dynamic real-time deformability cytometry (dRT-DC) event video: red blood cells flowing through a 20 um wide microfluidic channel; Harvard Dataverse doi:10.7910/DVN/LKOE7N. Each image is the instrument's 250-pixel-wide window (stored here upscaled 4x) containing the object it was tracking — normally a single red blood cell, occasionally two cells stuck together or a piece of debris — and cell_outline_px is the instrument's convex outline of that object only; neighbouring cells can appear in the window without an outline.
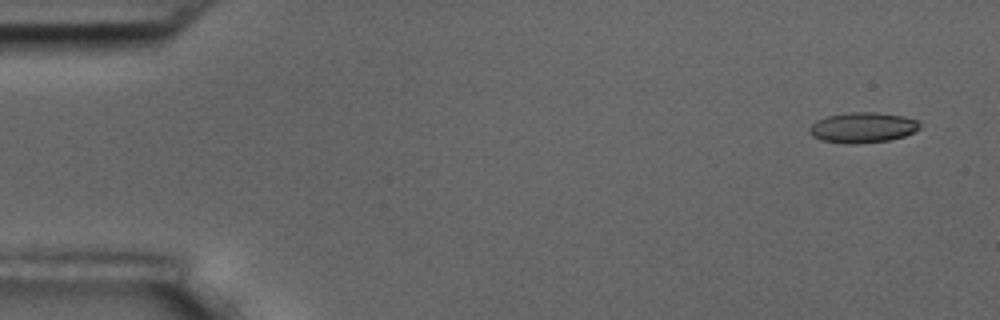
{"species": "common noctule bat (a hibernating species)", "species_latin": "Nyctalus noctula", "temperature_condition": "room temperature", "stored_images_in_passage": 4, "camera_frame_rate_fps": 3000, "um_per_image_px": 0.085, "animal": {"sex": "male", "body_mass_g": 17.5, "forearm_length_mm": 52.3}, "frame": {"image": 1, "passage_image": 1, "time_ms": 0.0, "image_size_px": [1000, 320], "cell_outline_px": [[920, 128], [904, 136], [888, 140], [856, 144], [844, 144], [820, 140], [812, 136], [808, 132], [808, 128], [816, 120], [828, 116], [848, 112], [876, 112], [904, 116], [920, 120]], "centroid_in_image_um": [73.31, 10.84], "position_along_channel_um": 11.7, "area_um2": 19.77}}
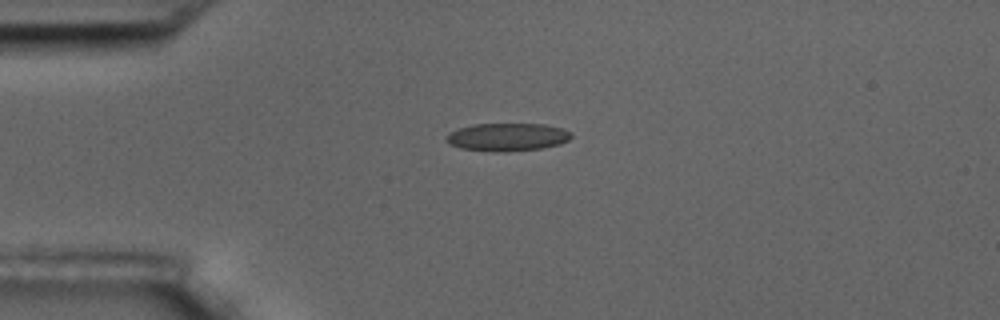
{"frame": {"image": 2, "passage_image": 4, "time_ms": 3.667, "image_size_px": [1000, 320], "cell_outline_px": [[572, 136], [568, 140], [560, 144], [544, 148], [504, 152], [496, 152], [460, 148], [448, 144], [444, 136], [460, 128], [472, 124], [544, 124], [564, 128], [572, 132]], "centroid_in_image_um": [43.15, 11.65], "position_along_channel_um": 41.9, "area_um2": 20.52}}